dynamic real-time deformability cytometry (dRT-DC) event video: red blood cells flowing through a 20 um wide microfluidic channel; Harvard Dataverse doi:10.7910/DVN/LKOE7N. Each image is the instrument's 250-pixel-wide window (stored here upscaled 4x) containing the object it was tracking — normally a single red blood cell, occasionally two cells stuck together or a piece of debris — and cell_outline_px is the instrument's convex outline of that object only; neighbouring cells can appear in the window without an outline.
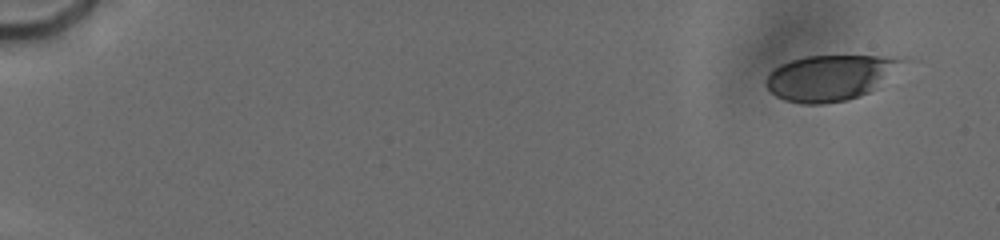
{"species": "human", "species_latin": "Homo sapiens", "temperature_condition": "cold", "stored_images_in_passage": 26, "camera_frame_rate_fps": 3000, "um_per_image_px": 0.085, "donor": {"sex": "male"}, "frame": {"image": 1, "passage_image": 2, "time_ms": 0.333, "image_size_px": [1000, 240], "cell_outline_px": [[912, 60], [876, 88], [860, 96], [848, 100], [824, 104], [800, 104], [784, 100], [776, 96], [768, 88], [768, 76], [780, 64], [804, 56], [908, 56]], "centroid_in_image_um": [70.71, 6.58], "position_along_channel_um": 14.3, "area_um2": 36.65}}
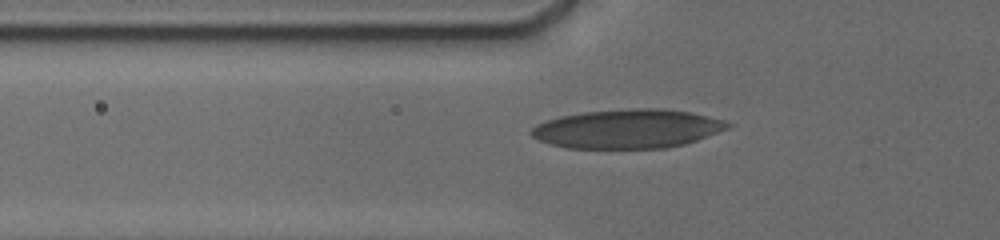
{"frame": {"image": 2, "passage_image": 22, "time_ms": 6.333, "image_size_px": [1000, 240], "cell_outline_px": [[732, 124], [728, 128], [696, 140], [684, 144], [668, 148], [568, 148], [548, 144], [532, 136], [528, 132], [536, 124], [560, 116], [584, 112], [636, 108], [656, 108], [688, 112], [724, 120]], "centroid_in_image_um": [53.3, 10.95], "position_along_channel_um": 72.5, "area_um2": 44.33}}
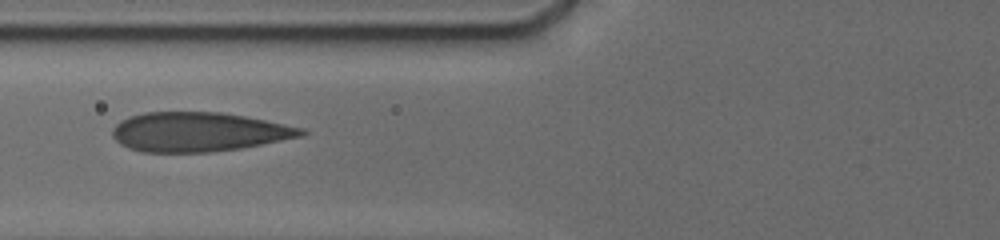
{"frame": {"image": 3, "passage_image": 25, "time_ms": 7.333, "image_size_px": [1000, 240], "cell_outline_px": [[308, 132], [304, 136], [240, 148], [212, 152], [140, 152], [128, 148], [120, 144], [112, 136], [112, 128], [116, 124], [132, 116], [144, 112], [220, 112], [244, 116], [304, 128]], "centroid_in_image_um": [16.87, 11.22], "position_along_channel_um": 108.9, "area_um2": 43.18}}